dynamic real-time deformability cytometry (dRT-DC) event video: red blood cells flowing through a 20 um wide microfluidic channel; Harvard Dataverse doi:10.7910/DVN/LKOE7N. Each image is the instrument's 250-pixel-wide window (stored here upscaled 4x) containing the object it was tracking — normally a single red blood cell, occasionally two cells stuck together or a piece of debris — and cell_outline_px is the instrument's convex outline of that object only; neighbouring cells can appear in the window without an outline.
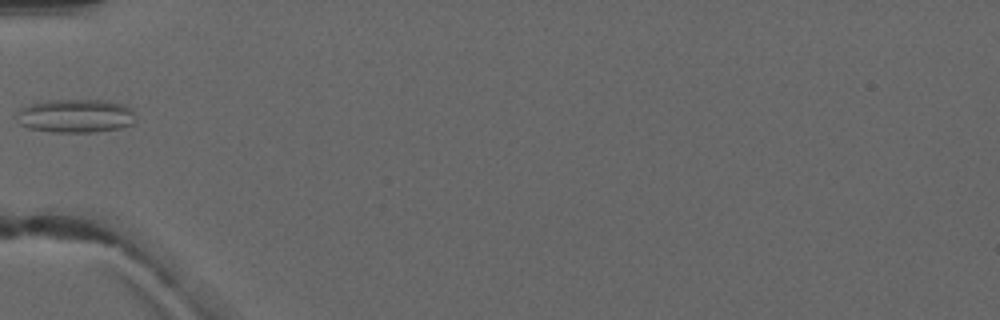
{"species": "common noctule bat (a hibernating species)", "species_latin": "Nyctalus noctula", "temperature_condition": "warm", "stored_images_in_passage": 2, "camera_frame_rate_fps": 3000, "um_per_image_px": 0.085, "animal": {"sex": "male", "forearm_length_mm": 52.5}, "frame": {"image": 1, "passage_image": 2, "time_ms": 1.333, "image_size_px": [1000, 320], "cell_outline_px": [[136, 120], [132, 124], [120, 128], [92, 132], [52, 132], [28, 128], [20, 124], [16, 120], [16, 112], [24, 104], [40, 100], [108, 100], [124, 104], [132, 108]], "centroid_in_image_um": [6.38, 9.83], "position_along_channel_um": 78.6, "area_um2": 23.87}}